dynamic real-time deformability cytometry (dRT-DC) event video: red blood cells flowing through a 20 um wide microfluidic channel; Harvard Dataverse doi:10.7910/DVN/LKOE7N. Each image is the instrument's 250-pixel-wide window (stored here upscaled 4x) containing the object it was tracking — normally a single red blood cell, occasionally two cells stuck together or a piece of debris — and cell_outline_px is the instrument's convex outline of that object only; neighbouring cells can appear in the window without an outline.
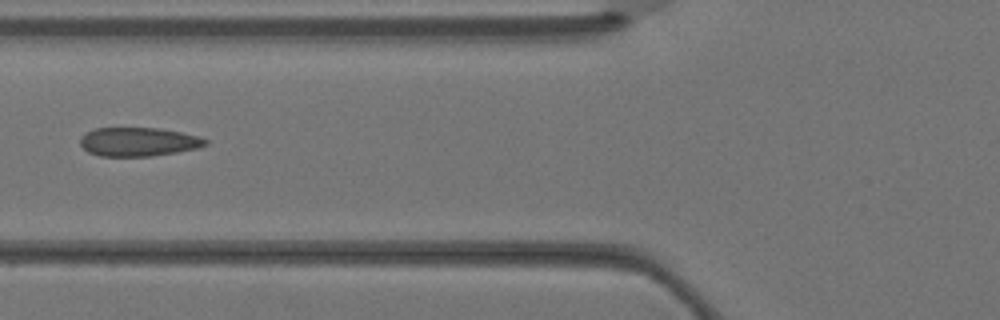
{"species": "Egyptian fruit bat (a non-hibernating species)", "species_latin": "Rousettus aegyptiacus", "temperature_condition": "warm", "stored_images_in_passage": 4, "camera_frame_rate_fps": 3000, "um_per_image_px": 0.085, "animal": {"sex": "female"}, "frame": {"image": 1, "passage_image": 4, "time_ms": 1.0, "image_size_px": [1000, 320], "cell_outline_px": [[208, 144], [196, 148], [176, 152], [152, 156], [100, 156], [88, 152], [80, 144], [80, 136], [96, 128], [160, 128], [180, 132], [196, 136], [208, 140]], "centroid_in_image_um": [11.74, 12.05], "position_along_channel_um": 114.1, "area_um2": 20.87}}